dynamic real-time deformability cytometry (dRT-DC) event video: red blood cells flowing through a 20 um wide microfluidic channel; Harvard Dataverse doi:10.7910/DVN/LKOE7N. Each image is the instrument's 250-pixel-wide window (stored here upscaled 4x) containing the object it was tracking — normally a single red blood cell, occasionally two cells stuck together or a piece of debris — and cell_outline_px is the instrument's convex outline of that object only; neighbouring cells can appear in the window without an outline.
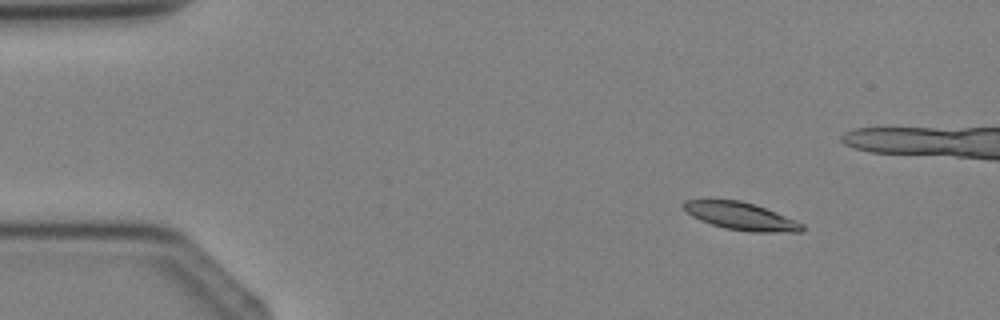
{"species": "Egyptian fruit bat (a non-hibernating species)", "species_latin": "Rousettus aegyptiacus", "temperature_condition": "cold", "stored_images_in_passage": 6, "camera_frame_rate_fps": 3000, "um_per_image_px": 0.085, "animal": {"sex": "female"}, "frame": {"image": 1, "passage_image": 2, "time_ms": 1.0, "image_size_px": [1000, 320], "cell_outline_px": [[804, 232], [748, 232], [724, 228], [700, 220], [692, 216], [680, 204], [684, 200], [740, 200], [756, 204], [804, 224]], "centroid_in_image_um": [62.99, 18.38], "position_along_channel_um": 22.0, "area_um2": 19.07}}
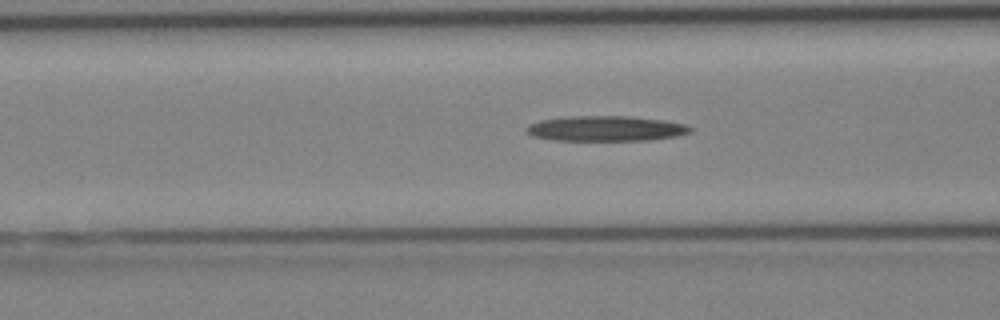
{"frame": {"image": 2, "passage_image": 6, "time_ms": 5.667, "image_size_px": [1000, 320], "cell_outline_px": [[692, 132], [680, 136], [648, 140], [556, 140], [536, 136], [528, 132], [524, 128], [528, 124], [540, 120], [572, 116], [628, 116], [664, 120], [684, 124], [692, 128]], "centroid_in_image_um": [51.54, 10.92], "position_along_channel_um": 115.1, "area_um2": 23.99}}